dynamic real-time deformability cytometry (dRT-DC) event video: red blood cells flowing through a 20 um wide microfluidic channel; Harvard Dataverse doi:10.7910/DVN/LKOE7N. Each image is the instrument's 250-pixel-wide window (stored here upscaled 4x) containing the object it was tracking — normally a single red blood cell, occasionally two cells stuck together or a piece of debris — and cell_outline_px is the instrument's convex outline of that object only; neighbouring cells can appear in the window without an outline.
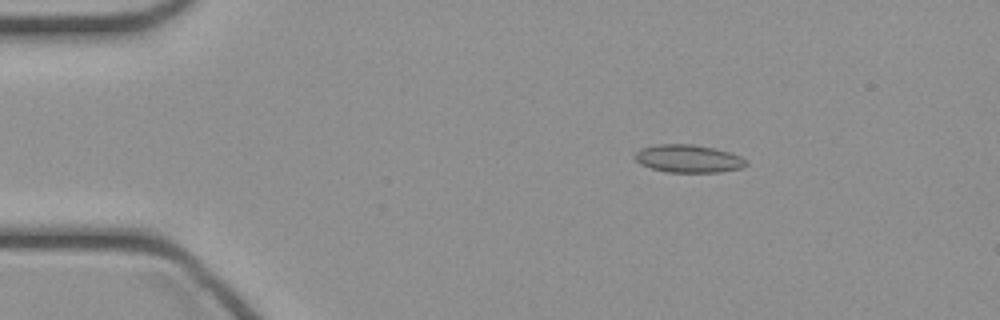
{"species": "common noctule bat (a hibernating species)", "species_latin": "Nyctalus noctula", "temperature_condition": "cold", "stored_images_in_passage": 43, "camera_frame_rate_fps": 3000, "um_per_image_px": 0.085, "animal": {"sex": "female", "body_mass_g": 21.9}, "frame": {"image": 1, "passage_image": 4, "time_ms": 1.0, "image_size_px": [1000, 320], "cell_outline_px": [[748, 164], [744, 168], [720, 172], [668, 172], [652, 168], [640, 164], [636, 160], [636, 152], [640, 148], [660, 144], [692, 144], [712, 148], [728, 152], [740, 156], [748, 160]], "centroid_in_image_um": [58.55, 13.49], "position_along_channel_um": 26.5, "area_um2": 17.98}}
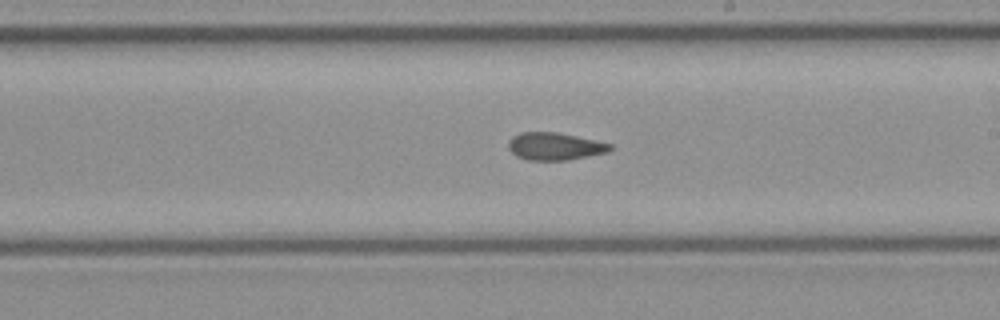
{"frame": {"image": 2, "passage_image": 23, "time_ms": 7.333, "image_size_px": [1000, 320], "cell_outline_px": [[612, 148], [608, 152], [568, 160], [528, 160], [516, 156], [508, 148], [508, 140], [512, 136], [520, 132], [560, 132], [596, 140], [612, 144]], "centroid_in_image_um": [47.15, 12.43], "position_along_channel_um": 241.9, "area_um2": 16.47}}
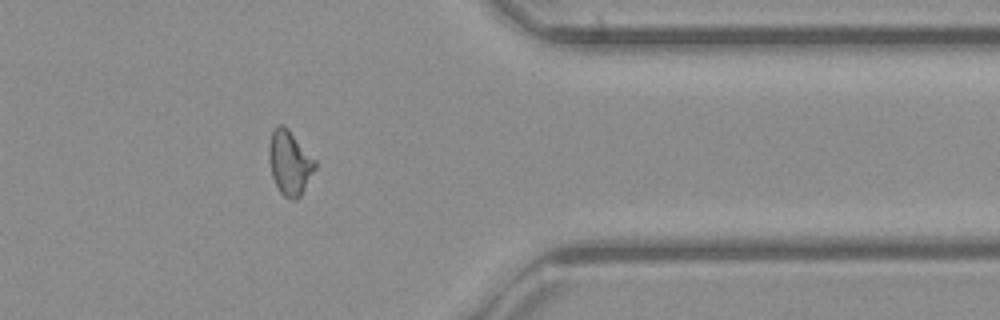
{"frame": {"image": 3, "passage_image": 34, "time_ms": 11.0, "image_size_px": [1000, 320], "cell_outline_px": [[316, 168], [300, 196], [296, 200], [292, 200], [284, 196], [280, 192], [272, 176], [268, 160], [268, 148], [272, 132], [276, 124], [284, 124], [288, 128], [316, 160]], "centroid_in_image_um": [24.61, 13.81], "position_along_channel_um": 386.8, "area_um2": 17.4}}